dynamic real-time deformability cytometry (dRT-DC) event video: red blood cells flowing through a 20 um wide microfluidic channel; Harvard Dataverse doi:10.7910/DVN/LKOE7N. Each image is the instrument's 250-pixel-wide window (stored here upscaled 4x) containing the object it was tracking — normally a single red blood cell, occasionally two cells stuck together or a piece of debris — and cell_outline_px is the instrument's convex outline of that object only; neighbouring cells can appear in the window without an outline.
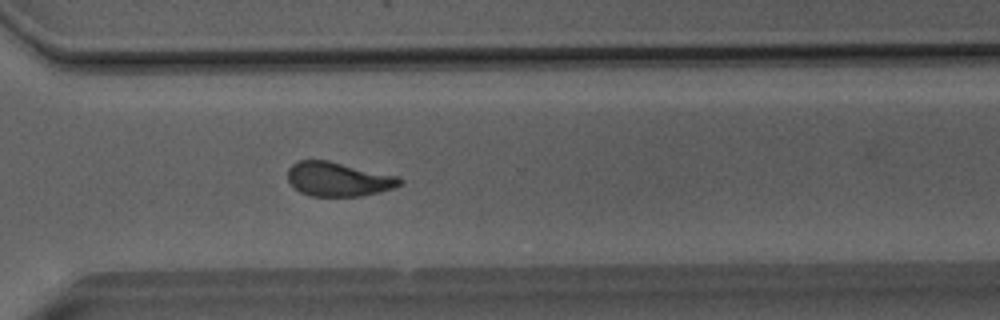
{"species": "Egyptian fruit bat (a non-hibernating species)", "species_latin": "Rousettus aegyptiacus", "temperature_condition": "room temperature", "stored_images_in_passage": 50, "camera_frame_rate_fps": 3000, "um_per_image_px": 0.085, "animal": {"sex": "male"}, "frame": {"image": 1, "passage_image": 36, "time_ms": 11.667, "image_size_px": [1000, 320], "cell_outline_px": [[404, 180], [400, 184], [392, 188], [380, 192], [360, 196], [312, 196], [300, 192], [288, 180], [288, 168], [292, 164], [300, 160], [328, 160], [400, 176]], "centroid_in_image_um": [28.78, 15.22], "position_along_channel_um": 341.8, "area_um2": 22.37}}
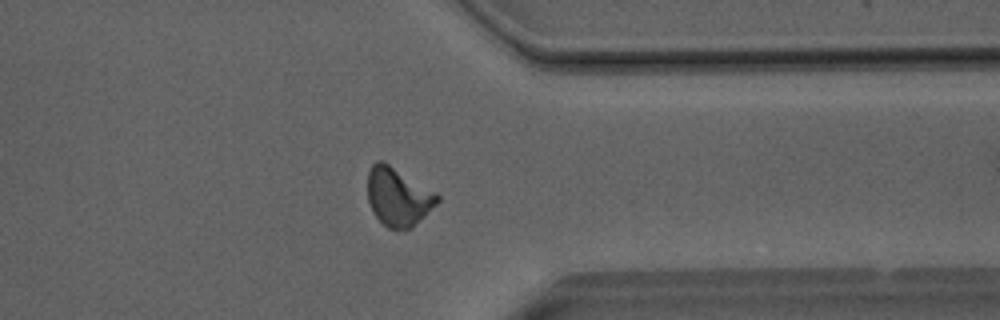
{"frame": {"image": 2, "passage_image": 39, "time_ms": 12.667, "image_size_px": [1000, 320], "cell_outline_px": [[440, 200], [412, 228], [388, 228], [372, 212], [368, 200], [368, 172], [372, 164], [376, 160], [384, 160], [436, 192], [440, 196]], "centroid_in_image_um": [33.83, 16.69], "position_along_channel_um": 377.6, "area_um2": 23.7}}
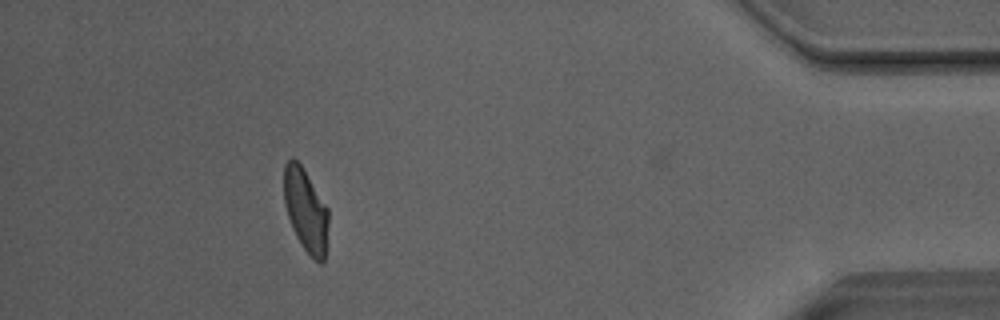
{"frame": {"image": 3, "passage_image": 45, "time_ms": 14.667, "image_size_px": [1000, 320], "cell_outline_px": [[328, 224], [324, 260], [320, 264], [300, 244], [292, 228], [284, 204], [284, 164], [292, 156], [300, 164], [328, 208]], "centroid_in_image_um": [25.97, 17.85], "position_along_channel_um": 409.2, "area_um2": 21.27}, "authors_computed_cell_mechanics": {"area_um2": 22.8888, "velocity_mm_per_s": 4.0457, "shape_relaxation_time_tau1_ms": 7.4321, "shape_relaxation_time_tau2_ms": 1.3775, "deformation_change_tau1": 0.199, "deformation_change_tau2": 0.0866}}